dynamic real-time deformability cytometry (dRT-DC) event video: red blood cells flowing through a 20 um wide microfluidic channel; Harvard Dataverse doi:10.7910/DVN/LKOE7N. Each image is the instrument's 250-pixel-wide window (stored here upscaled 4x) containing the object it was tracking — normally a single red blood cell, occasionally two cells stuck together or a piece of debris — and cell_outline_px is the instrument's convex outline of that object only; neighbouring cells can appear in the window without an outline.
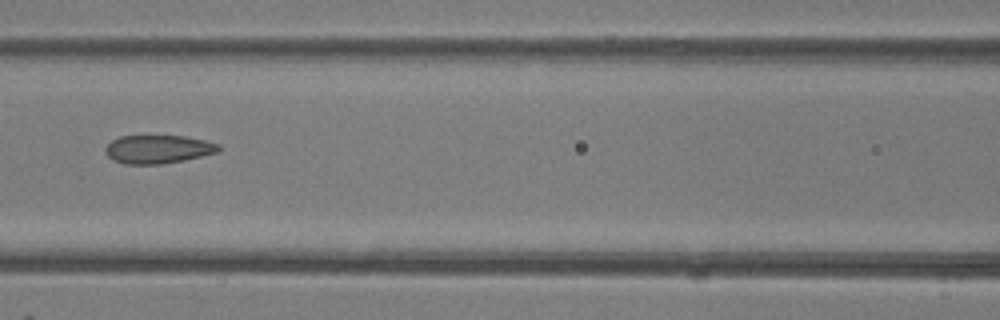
{"species": "common noctule bat (a hibernating species)", "species_latin": "Nyctalus noctula", "temperature_condition": "room temperature", "stored_images_in_passage": 5, "camera_frame_rate_fps": 3000, "um_per_image_px": 0.085, "animal": {"sex": "female"}, "frame": {"image": 1, "passage_image": 4, "time_ms": 3.333, "image_size_px": [1000, 320], "cell_outline_px": [[220, 152], [184, 160], [160, 164], [124, 164], [112, 160], [104, 152], [104, 148], [112, 140], [120, 136], [184, 136], [204, 140], [220, 144]], "centroid_in_image_um": [13.43, 12.69], "position_along_channel_um": 153.2, "area_um2": 18.84}}
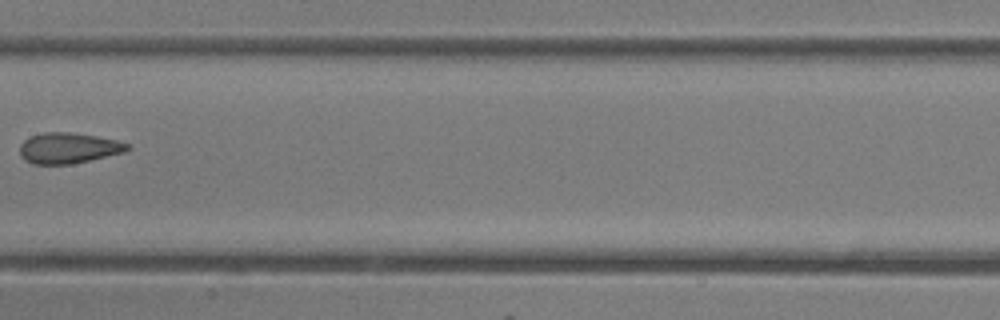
{"frame": {"image": 2, "passage_image": 5, "time_ms": 4.333, "image_size_px": [1000, 320], "cell_outline_px": [[132, 148], [124, 152], [72, 164], [32, 164], [24, 160], [20, 156], [20, 144], [24, 140], [32, 136], [44, 132], [68, 132], [96, 136], [116, 140], [128, 144]], "centroid_in_image_um": [5.79, 12.59], "position_along_channel_um": 201.6, "area_um2": 19.19}}